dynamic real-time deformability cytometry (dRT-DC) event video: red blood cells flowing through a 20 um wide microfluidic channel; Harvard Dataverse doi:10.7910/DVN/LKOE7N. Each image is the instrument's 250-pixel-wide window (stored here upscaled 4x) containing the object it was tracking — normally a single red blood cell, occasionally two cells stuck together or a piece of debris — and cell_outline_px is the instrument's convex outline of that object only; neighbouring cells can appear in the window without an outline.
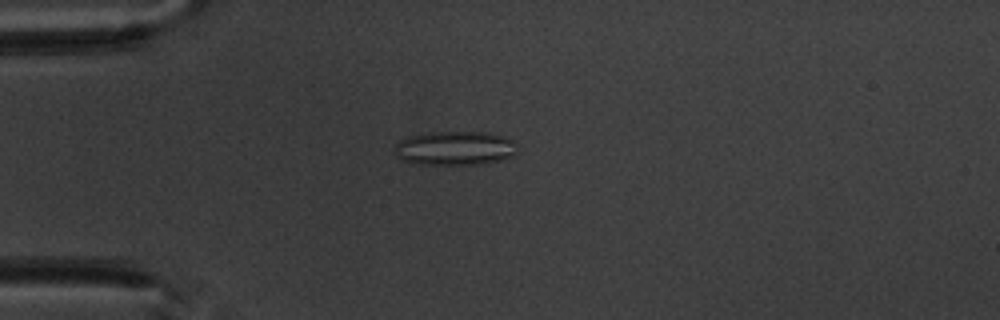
{"species": "common noctule bat (a hibernating species)", "species_latin": "Nyctalus noctula", "temperature_condition": "warm", "stored_images_in_passage": 4, "camera_frame_rate_fps": 3000, "um_per_image_px": 0.085, "animal": {"sex": "male", "body_mass_g": 20.1, "forearm_length_mm": 53.5}, "frame": {"image": 1, "passage_image": 4, "time_ms": 4.0, "image_size_px": [1000, 320], "cell_outline_px": [[516, 152], [512, 156], [500, 160], [480, 164], [420, 164], [404, 160], [396, 156], [396, 144], [404, 136], [432, 132], [492, 132], [512, 140]], "centroid_in_image_um": [38.65, 12.58], "position_along_channel_um": 46.4, "area_um2": 24.22}}